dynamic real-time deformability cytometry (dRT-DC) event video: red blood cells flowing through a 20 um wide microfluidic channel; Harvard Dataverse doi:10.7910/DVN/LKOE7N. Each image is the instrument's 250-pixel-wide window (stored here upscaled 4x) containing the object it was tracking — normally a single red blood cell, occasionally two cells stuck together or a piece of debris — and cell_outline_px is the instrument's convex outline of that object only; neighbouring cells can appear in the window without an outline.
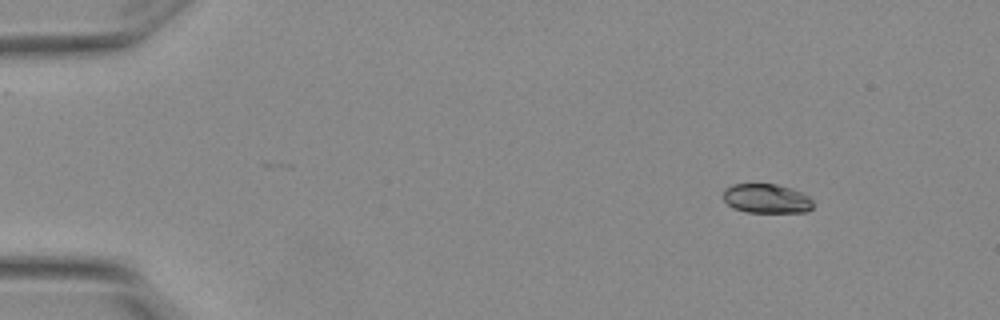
{"species": "Egyptian fruit bat (a non-hibernating species)", "species_latin": "Rousettus aegyptiacus", "temperature_condition": "warm", "stored_images_in_passage": 4, "camera_frame_rate_fps": 3000, "um_per_image_px": 0.085, "animal": {"sex": "female"}, "frame": {"image": 1, "passage_image": 1, "time_ms": 0.0, "image_size_px": [1000, 320], "cell_outline_px": [[812, 208], [808, 212], [744, 212], [732, 208], [724, 200], [724, 188], [732, 184], [776, 184], [792, 188], [808, 196], [812, 200]], "centroid_in_image_um": [65.14, 16.88], "position_along_channel_um": 19.9, "area_um2": 15.43}}